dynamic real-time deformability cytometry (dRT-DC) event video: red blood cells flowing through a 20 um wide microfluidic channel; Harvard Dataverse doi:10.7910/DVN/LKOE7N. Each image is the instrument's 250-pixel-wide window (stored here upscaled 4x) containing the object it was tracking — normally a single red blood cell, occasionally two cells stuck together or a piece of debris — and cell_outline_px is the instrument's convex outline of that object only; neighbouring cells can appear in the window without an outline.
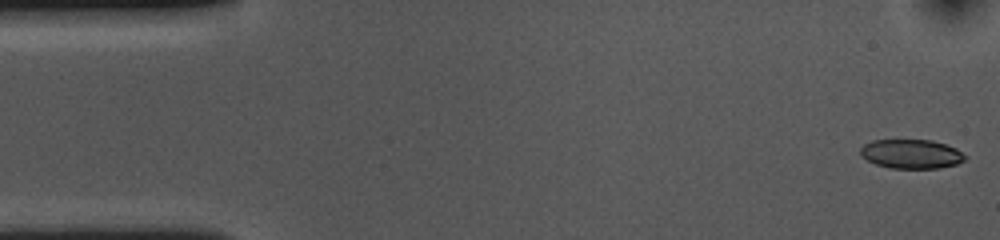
{"species": "common noctule bat (a hibernating species)", "species_latin": "Nyctalus noctula", "temperature_condition": "cold", "stored_images_in_passage": 54, "camera_frame_rate_fps": 3000, "um_per_image_px": 0.085, "animal": {"sex": "female", "body_mass_g": 10.0, "forearm_length_mm": 53.1}, "frame": {"image": 1, "passage_image": 1, "time_ms": 0.0, "image_size_px": [1000, 240], "cell_outline_px": [[964, 160], [956, 164], [940, 168], [888, 168], [876, 164], [860, 156], [860, 148], [864, 144], [872, 140], [932, 140], [956, 148], [964, 156]], "centroid_in_image_um": [77.41, 13.08], "position_along_channel_um": 7.6, "area_um2": 17.69}}
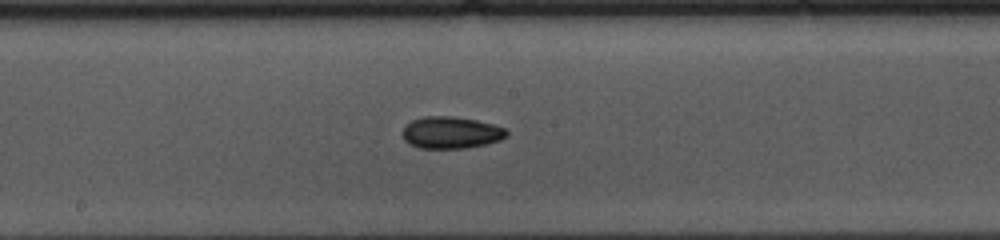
{"frame": {"image": 2, "passage_image": 27, "time_ms": 8.667, "image_size_px": [1000, 240], "cell_outline_px": [[508, 136], [500, 140], [484, 144], [464, 148], [420, 148], [408, 144], [404, 140], [404, 128], [412, 120], [424, 116], [452, 116], [476, 120], [492, 124], [504, 128], [508, 132]], "centroid_in_image_um": [38.34, 11.27], "position_along_channel_um": 209.9, "area_um2": 19.19}}
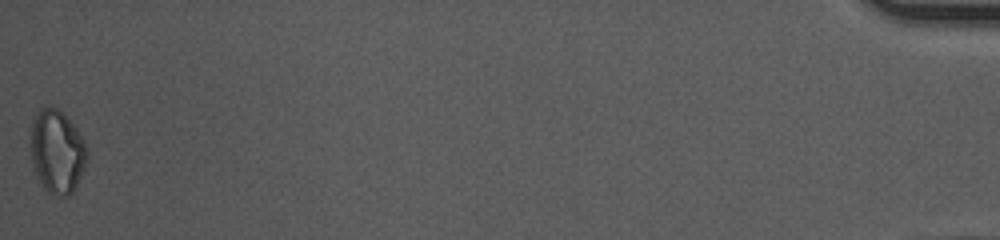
{"frame": {"image": 3, "passage_image": 54, "time_ms": 17.667, "image_size_px": [1000, 240], "cell_outline_px": [[88, 160], [76, 188], [68, 196], [60, 196], [48, 192], [40, 184], [32, 164], [28, 144], [32, 120], [36, 112], [40, 108], [56, 108], [76, 128], [84, 140], [88, 148]], "centroid_in_image_um": [4.83, 12.91], "position_along_channel_um": 430.4, "area_um2": 27.92}, "authors_computed_cell_mechanics": {"area_um2": 18.9006, "velocity_mm_per_s": 3.6025, "shape_relaxation_time_tau1_ms": null, "shape_relaxation_time_tau2_ms": 6.1483, "deformation_change_tau1": null, "deformation_change_tau2": 0.0953}}